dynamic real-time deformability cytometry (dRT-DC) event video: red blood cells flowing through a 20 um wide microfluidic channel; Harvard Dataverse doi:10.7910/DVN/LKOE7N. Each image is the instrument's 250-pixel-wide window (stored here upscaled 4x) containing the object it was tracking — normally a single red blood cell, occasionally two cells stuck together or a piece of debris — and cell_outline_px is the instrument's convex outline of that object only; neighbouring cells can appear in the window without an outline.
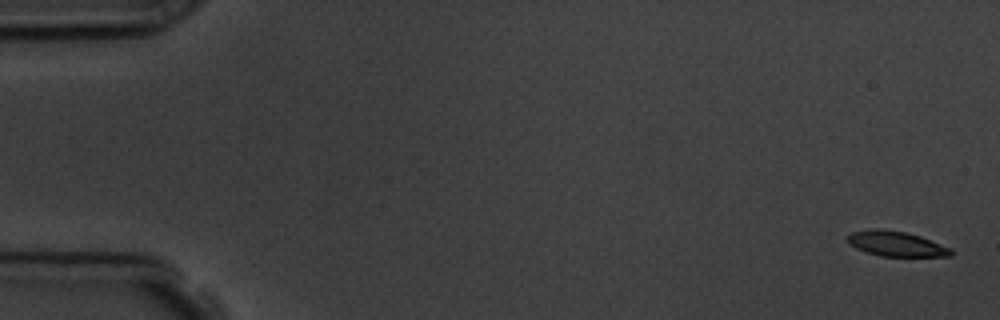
{"species": "common noctule bat (a hibernating species)", "species_latin": "Nyctalus noctula", "temperature_condition": "room temperature", "stored_images_in_passage": 5, "camera_frame_rate_fps": 3000, "um_per_image_px": 0.085, "animal": {"sex": "male", "body_mass_g": 19.5, "forearm_length_mm": 54.6}, "frame": {"image": 1, "passage_image": 1, "time_ms": 0.0, "image_size_px": [1000, 320], "cell_outline_px": [[952, 256], [880, 256], [856, 248], [848, 244], [848, 236], [852, 232], [872, 228], [880, 228], [904, 232], [920, 236], [952, 248]], "centroid_in_image_um": [76.17, 20.72], "position_along_channel_um": 8.8, "area_um2": 15.03}}
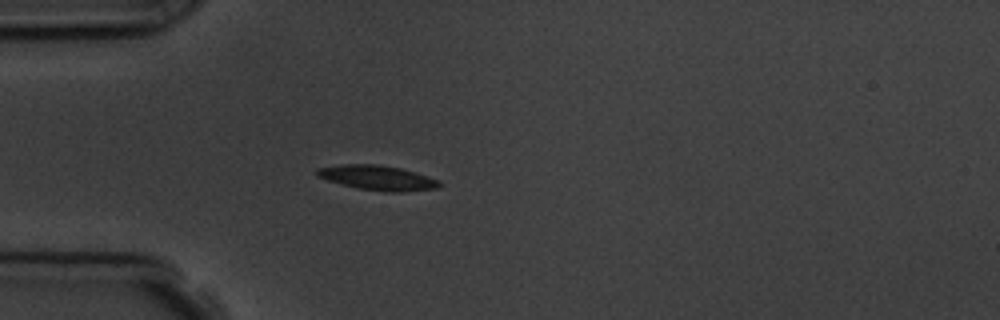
{"frame": {"image": 2, "passage_image": 5, "time_ms": 4.667, "image_size_px": [1000, 320], "cell_outline_px": [[440, 184], [436, 188], [400, 192], [388, 192], [356, 188], [328, 180], [316, 176], [316, 168], [344, 164], [376, 164], [400, 168], [440, 180]], "centroid_in_image_um": [32.06, 15.11], "position_along_channel_um": 52.9, "area_um2": 17.46}}